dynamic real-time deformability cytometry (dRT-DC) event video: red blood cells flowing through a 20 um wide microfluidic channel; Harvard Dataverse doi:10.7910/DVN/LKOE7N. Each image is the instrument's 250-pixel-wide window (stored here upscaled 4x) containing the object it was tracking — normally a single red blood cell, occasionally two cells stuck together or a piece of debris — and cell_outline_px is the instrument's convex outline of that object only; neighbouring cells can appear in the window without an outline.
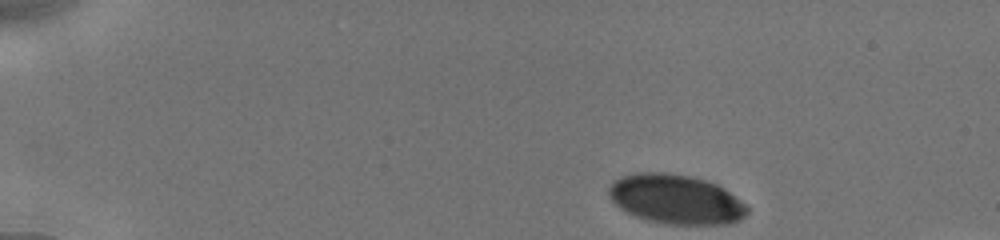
{"species": "human", "species_latin": "Homo sapiens", "temperature_condition": "cold", "stored_images_in_passage": 46, "camera_frame_rate_fps": 3000, "um_per_image_px": 0.085, "donor": {"sex": "male"}, "frame": {"image": 1, "passage_image": 1, "time_ms": 0.0, "image_size_px": [1000, 240], "cell_outline_px": [[748, 212], [740, 220], [732, 224], [664, 224], [648, 220], [636, 216], [620, 208], [612, 200], [608, 192], [608, 188], [616, 180], [624, 176], [636, 172], [668, 172], [692, 176], [716, 184], [724, 188], [740, 200], [748, 208]], "centroid_in_image_um": [57.47, 16.94], "position_along_channel_um": 27.5, "area_um2": 39.77}}
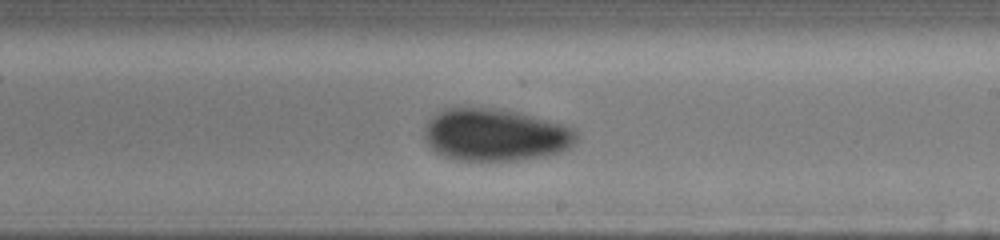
{"frame": {"image": 2, "passage_image": 26, "time_ms": 8.333, "image_size_px": [1000, 240], "cell_outline_px": [[580, 136], [564, 152], [544, 156], [520, 160], [452, 160], [436, 152], [428, 144], [424, 136], [424, 128], [428, 120], [440, 108], [500, 108], [520, 112], [576, 128]], "centroid_in_image_um": [42.11, 11.45], "position_along_channel_um": 246.9, "area_um2": 46.99}}
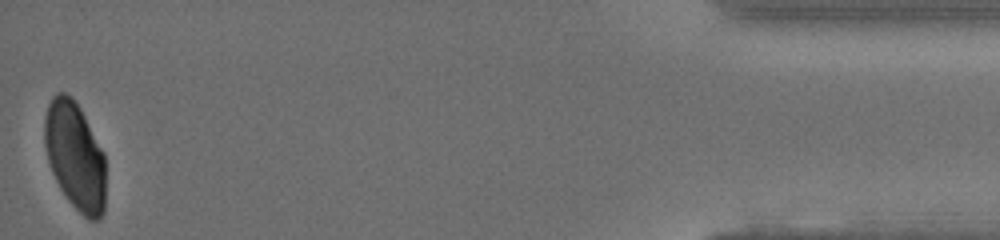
{"frame": {"image": 3, "passage_image": 46, "time_ms": 15.0, "image_size_px": [1000, 240], "cell_outline_px": [[104, 212], [96, 220], [88, 220], [68, 200], [60, 188], [52, 172], [48, 160], [44, 144], [44, 116], [48, 104], [52, 96], [56, 92], [64, 92], [72, 96], [80, 108], [104, 152]], "centroid_in_image_um": [6.36, 13.21], "position_along_channel_um": 428.8, "area_um2": 38.38}, "authors_computed_cell_mechanics": {"area_um2": 43.8991, "velocity_mm_per_s": 3.8514, "shape_relaxation_time_tau1_ms": 4.2569, "shape_relaxation_time_tau2_ms": 2.12, "deformation_change_tau1": 0.0899, "deformation_change_tau2": 0.0332}}